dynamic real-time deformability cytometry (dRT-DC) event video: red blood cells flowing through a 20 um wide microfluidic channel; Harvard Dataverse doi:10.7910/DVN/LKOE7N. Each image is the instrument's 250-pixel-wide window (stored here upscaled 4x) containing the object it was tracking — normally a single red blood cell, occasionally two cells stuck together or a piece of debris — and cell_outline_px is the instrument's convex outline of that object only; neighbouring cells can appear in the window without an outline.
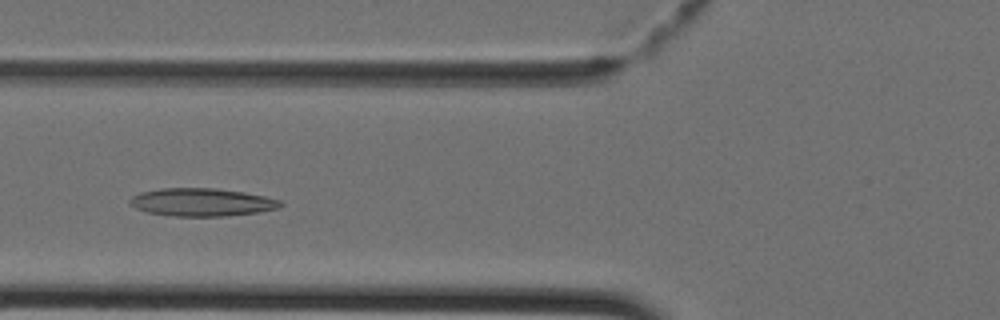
{"species": "Egyptian fruit bat (a non-hibernating species)", "species_latin": "Rousettus aegyptiacus", "temperature_condition": "cold", "stored_images_in_passage": 41, "camera_frame_rate_fps": 3000, "um_per_image_px": 0.085, "animal": {"sex": "female"}, "frame": {"image": 1, "passage_image": 13, "time_ms": 4.0, "image_size_px": [1000, 320], "cell_outline_px": [[284, 204], [280, 208], [260, 212], [224, 216], [172, 216], [148, 212], [136, 208], [128, 204], [128, 200], [132, 196], [140, 192], [160, 188], [216, 188], [244, 192], [264, 196], [280, 200]], "centroid_in_image_um": [17.15, 17.18], "position_along_channel_um": 108.7, "area_um2": 24.68}}
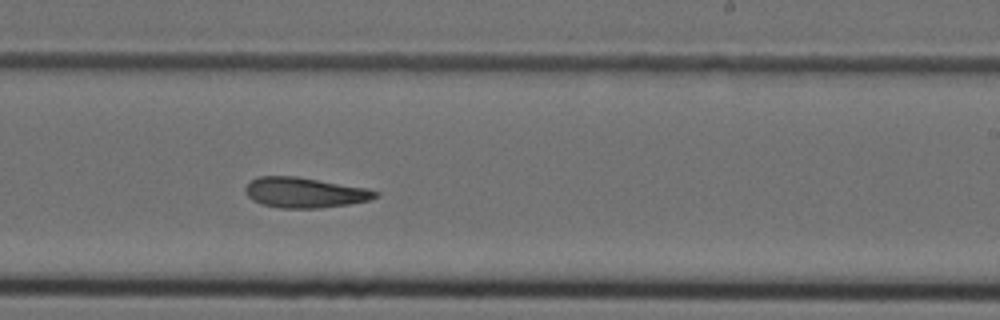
{"frame": {"image": 2, "passage_image": 23, "time_ms": 7.333, "image_size_px": [1000, 320], "cell_outline_px": [[380, 192], [376, 196], [368, 200], [348, 204], [320, 208], [280, 208], [260, 204], [252, 200], [244, 192], [244, 188], [252, 180], [260, 176], [296, 176], [368, 188]], "centroid_in_image_um": [25.87, 16.37], "position_along_channel_um": 263.1, "area_um2": 22.95}}
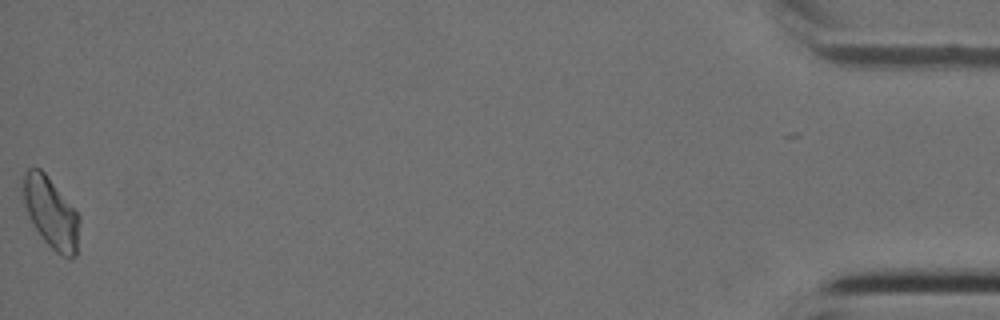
{"frame": {"image": 3, "passage_image": 40, "time_ms": 13.0, "image_size_px": [1000, 320], "cell_outline_px": [[80, 220], [76, 256], [72, 260], [68, 260], [56, 252], [44, 240], [28, 216], [24, 200], [24, 172], [28, 168], [40, 168], [44, 172], [80, 216]], "centroid_in_image_um": [4.36, 18.13], "position_along_channel_um": 430.8, "area_um2": 22.89}}